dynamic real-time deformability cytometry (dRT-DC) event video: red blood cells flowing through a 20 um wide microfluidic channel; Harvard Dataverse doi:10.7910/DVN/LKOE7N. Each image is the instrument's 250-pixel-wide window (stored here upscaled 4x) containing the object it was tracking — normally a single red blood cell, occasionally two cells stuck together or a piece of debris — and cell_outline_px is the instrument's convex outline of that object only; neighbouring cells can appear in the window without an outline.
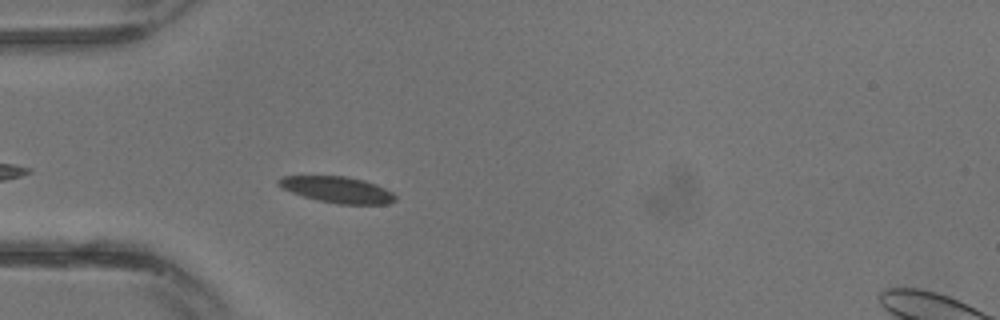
{"species": "common noctule bat (a hibernating species)", "species_latin": "Nyctalus noctula", "temperature_condition": "warm", "stored_images_in_passage": 10, "camera_frame_rate_fps": 3000, "um_per_image_px": 0.085, "animal": {"sex": "male", "body_mass_g": 13.3}, "frame": {"image": 1, "passage_image": 2, "time_ms": 0.333, "image_size_px": [1000, 320], "cell_outline_px": [[396, 200], [388, 204], [340, 204], [320, 200], [304, 196], [280, 188], [276, 184], [276, 180], [284, 176], [344, 176], [364, 180], [376, 184], [392, 192], [396, 196]], "centroid_in_image_um": [28.67, 16.12], "position_along_channel_um": 56.3, "area_um2": 17.74}}
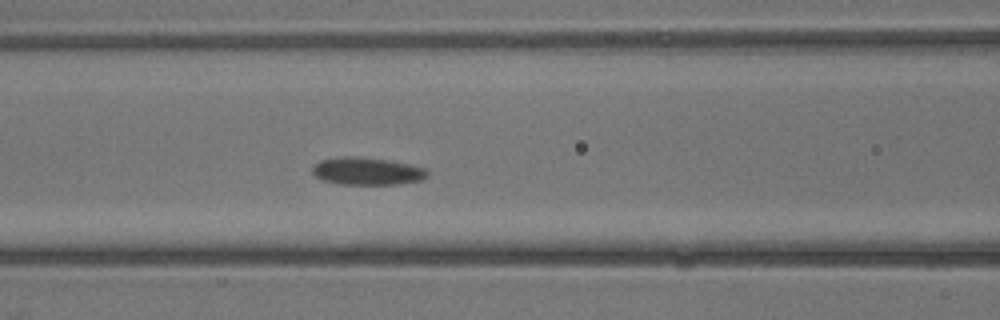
{"frame": {"image": 2, "passage_image": 6, "time_ms": 1.667, "image_size_px": [1000, 320], "cell_outline_px": [[428, 176], [420, 180], [396, 184], [340, 184], [320, 180], [312, 172], [312, 164], [320, 160], [340, 156], [360, 156], [408, 164], [428, 168]], "centroid_in_image_um": [31.15, 14.54], "position_along_channel_um": 135.4, "area_um2": 18.55}}
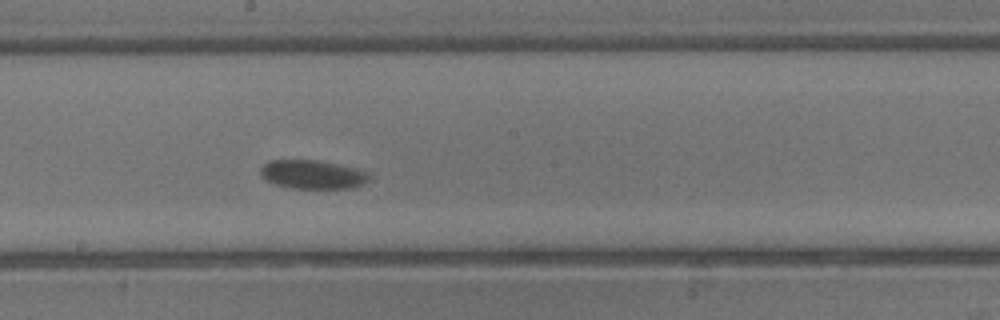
{"frame": {"image": 3, "passage_image": 10, "time_ms": 3.0, "image_size_px": [1000, 320], "cell_outline_px": [[372, 176], [368, 180], [352, 188], [292, 188], [276, 184], [264, 180], [260, 176], [260, 168], [268, 160], [316, 160], [356, 168], [368, 172]], "centroid_in_image_um": [26.53, 14.82], "position_along_channel_um": 221.7, "area_um2": 18.21}}